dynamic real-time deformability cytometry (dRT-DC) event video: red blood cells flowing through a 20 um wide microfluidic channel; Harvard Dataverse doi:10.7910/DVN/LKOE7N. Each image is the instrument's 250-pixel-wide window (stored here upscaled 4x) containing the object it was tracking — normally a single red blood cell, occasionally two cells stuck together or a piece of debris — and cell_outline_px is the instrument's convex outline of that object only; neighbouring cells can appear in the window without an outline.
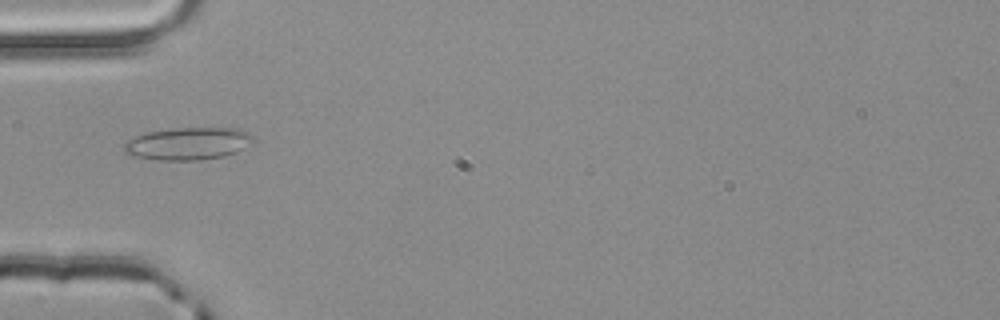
{"species": "common noctule bat (a hibernating species)", "species_latin": "Nyctalus noctula", "temperature_condition": "room temperature", "stored_images_in_passage": 1, "camera_frame_rate_fps": 3000, "um_per_image_px": 0.085, "animal": {"sex": "male", "body_mass_g": 20.4}, "frame": {"image": 1, "passage_image": 1, "time_ms": 0.0, "image_size_px": [1000, 320], "cell_outline_px": [[256, 140], [252, 144], [236, 152], [224, 156], [200, 160], [160, 160], [136, 156], [124, 152], [124, 144], [128, 140], [144, 132], [172, 128], [236, 128], [248, 132]], "centroid_in_image_um": [16.02, 12.2], "position_along_channel_um": 69.0, "area_um2": 24.51}}